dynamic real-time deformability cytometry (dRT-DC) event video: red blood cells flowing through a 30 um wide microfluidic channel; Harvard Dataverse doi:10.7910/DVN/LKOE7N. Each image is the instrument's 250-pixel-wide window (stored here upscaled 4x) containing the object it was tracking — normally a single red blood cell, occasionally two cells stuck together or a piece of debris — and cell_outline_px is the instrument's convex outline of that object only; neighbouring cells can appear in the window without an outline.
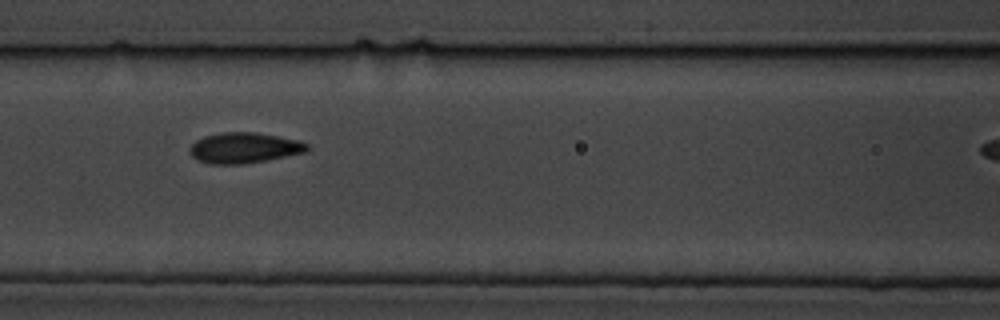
{"species": "common noctule bat (a hibernating species)", "species_latin": "Nyctalus noctula", "temperature_condition": "cold", "stored_images_in_passage": 8, "camera_frame_rate_fps": 3000, "um_per_image_px": 0.085, "animal": {"sex": "male", "body_mass_g": 19.5, "forearm_length_mm": 54.6}, "frame": {"image": 1, "passage_image": 3, "time_ms": 2.0, "image_size_px": [1000, 320], "cell_outline_px": [[312, 148], [304, 152], [268, 160], [244, 164], [208, 164], [192, 156], [188, 152], [188, 148], [196, 140], [204, 136], [220, 132], [256, 132], [300, 140], [308, 144]], "centroid_in_image_um": [20.76, 12.56], "position_along_channel_um": 145.8, "area_um2": 21.15}}
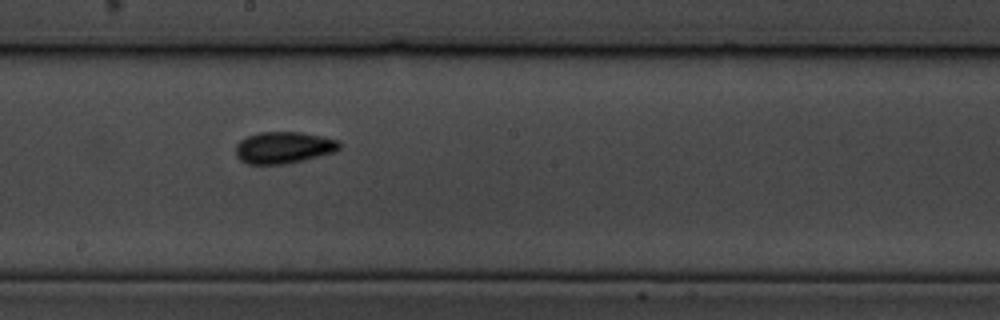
{"frame": {"image": 2, "passage_image": 6, "time_ms": 6.333, "image_size_px": [1000, 320], "cell_outline_px": [[340, 148], [336, 152], [304, 160], [284, 164], [248, 164], [240, 160], [236, 156], [236, 144], [240, 140], [248, 136], [260, 132], [300, 132], [324, 136], [340, 140]], "centroid_in_image_um": [24.14, 12.54], "position_along_channel_um": 224.1, "area_um2": 19.36}}
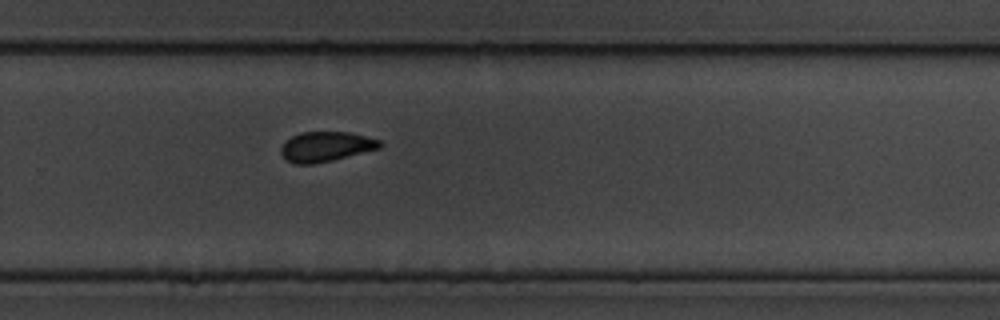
{"frame": {"image": 3, "passage_image": 8, "time_ms": 8.667, "image_size_px": [1000, 320], "cell_outline_px": [[384, 144], [380, 148], [332, 160], [312, 164], [296, 164], [288, 160], [280, 152], [280, 148], [292, 136], [300, 132], [348, 132], [380, 140]], "centroid_in_image_um": [27.72, 12.46], "position_along_channel_um": 302.1, "area_um2": 16.99}}